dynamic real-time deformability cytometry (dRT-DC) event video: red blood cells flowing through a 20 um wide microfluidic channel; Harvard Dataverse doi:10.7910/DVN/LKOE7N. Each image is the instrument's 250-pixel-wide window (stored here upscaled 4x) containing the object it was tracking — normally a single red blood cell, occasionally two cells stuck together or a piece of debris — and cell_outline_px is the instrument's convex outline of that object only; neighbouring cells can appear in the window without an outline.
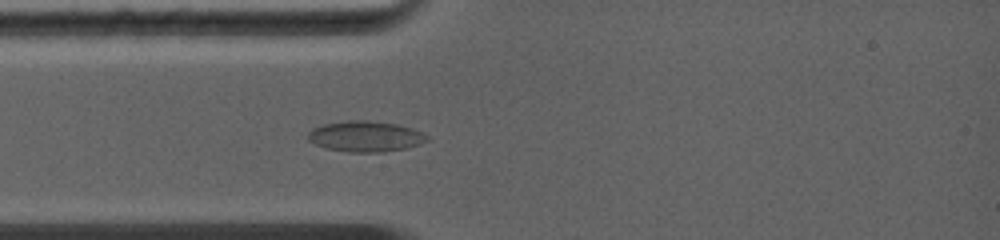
{"species": "common noctule bat (a hibernating species)", "species_latin": "Nyctalus noctula", "temperature_condition": "warm", "stored_images_in_passage": 5, "camera_frame_rate_fps": 5000, "um_per_image_px": 0.085, "animal": {"sex": "female", "body_mass_g": 19.0, "forearm_length_mm": 56.7}, "frame": {"image": 1, "passage_image": 5, "time_ms": 2.6, "image_size_px": [1000, 240], "cell_outline_px": [[432, 140], [408, 148], [384, 152], [348, 152], [324, 148], [308, 140], [308, 132], [312, 128], [324, 124], [348, 120], [368, 120], [396, 124], [412, 128], [428, 136]], "centroid_in_image_um": [31.08, 11.6], "position_along_channel_um": 53.9, "area_um2": 21.5}}